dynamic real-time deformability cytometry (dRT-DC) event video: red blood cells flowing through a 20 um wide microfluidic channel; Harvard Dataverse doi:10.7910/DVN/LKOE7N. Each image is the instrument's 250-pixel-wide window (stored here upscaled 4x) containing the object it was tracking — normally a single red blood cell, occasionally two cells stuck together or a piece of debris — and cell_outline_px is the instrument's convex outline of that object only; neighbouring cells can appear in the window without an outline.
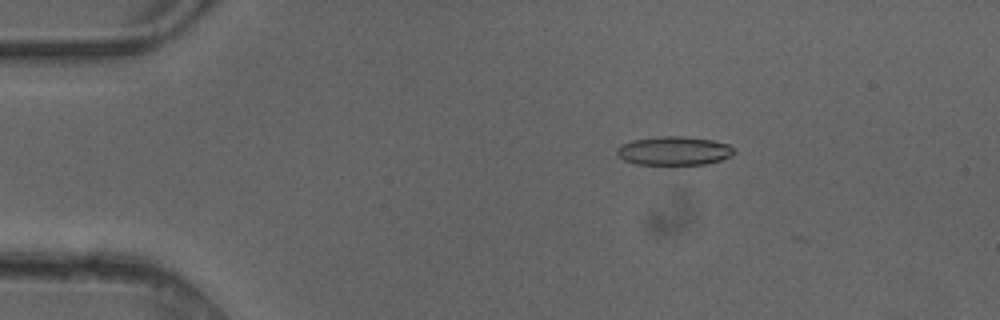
{"species": "common noctule bat (a hibernating species)", "species_latin": "Nyctalus noctula", "temperature_condition": "cold", "stored_images_in_passage": 5, "camera_frame_rate_fps": 3000, "um_per_image_px": 0.085, "animal": {"sex": "female"}, "frame": {"image": 1, "passage_image": 3, "time_ms": 0.667, "image_size_px": [1000, 320], "cell_outline_px": [[736, 152], [732, 156], [720, 160], [704, 164], [636, 164], [624, 160], [616, 152], [616, 148], [620, 144], [632, 140], [660, 136], [684, 136], [712, 140], [728, 144], [736, 148]], "centroid_in_image_um": [57.31, 12.81], "position_along_channel_um": 27.7, "area_um2": 19.71}}